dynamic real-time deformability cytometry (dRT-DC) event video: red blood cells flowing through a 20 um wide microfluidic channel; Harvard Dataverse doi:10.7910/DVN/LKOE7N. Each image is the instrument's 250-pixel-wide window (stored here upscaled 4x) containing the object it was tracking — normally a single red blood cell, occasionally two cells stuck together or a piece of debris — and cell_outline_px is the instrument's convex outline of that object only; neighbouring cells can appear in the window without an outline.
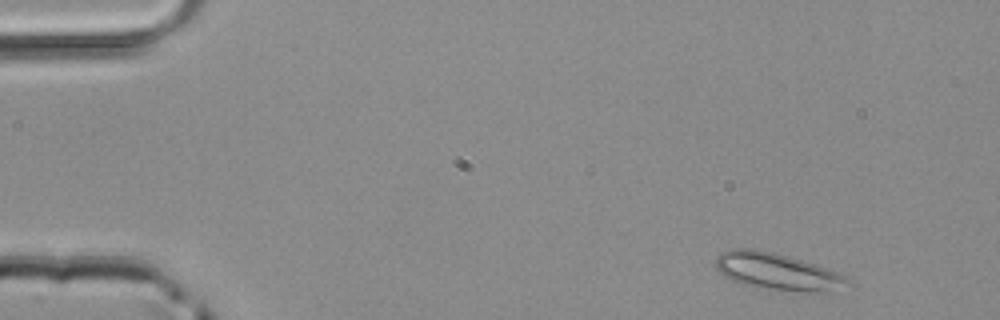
{"species": "common noctule bat (a hibernating species)", "species_latin": "Nyctalus noctula", "temperature_condition": "room temperature", "stored_images_in_passage": 46, "camera_frame_rate_fps": 3000, "um_per_image_px": 0.085, "animal": {"sex": "male", "body_mass_g": 20.4}, "frame": {"image": 1, "passage_image": 2, "time_ms": 0.333, "image_size_px": [1000, 320], "cell_outline_px": [[848, 280], [828, 292], [804, 292], [768, 288], [740, 284], [724, 276], [716, 268], [716, 256], [720, 252], [732, 248], [752, 248], [772, 252], [788, 256], [816, 264], [836, 272], [844, 276]], "centroid_in_image_um": [65.95, 23.05], "position_along_channel_um": 19.0, "area_um2": 27.8}}
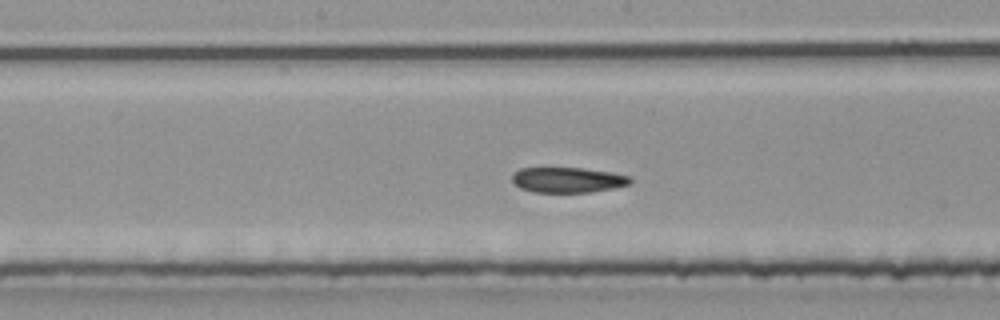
{"frame": {"image": 2, "passage_image": 23, "time_ms": 7.333, "image_size_px": [1000, 320], "cell_outline_px": [[632, 184], [612, 188], [588, 192], [532, 192], [520, 188], [512, 180], [512, 172], [520, 168], [584, 168], [612, 172], [632, 176]], "centroid_in_image_um": [48.28, 15.28], "position_along_channel_um": 199.9, "area_um2": 17.57}}
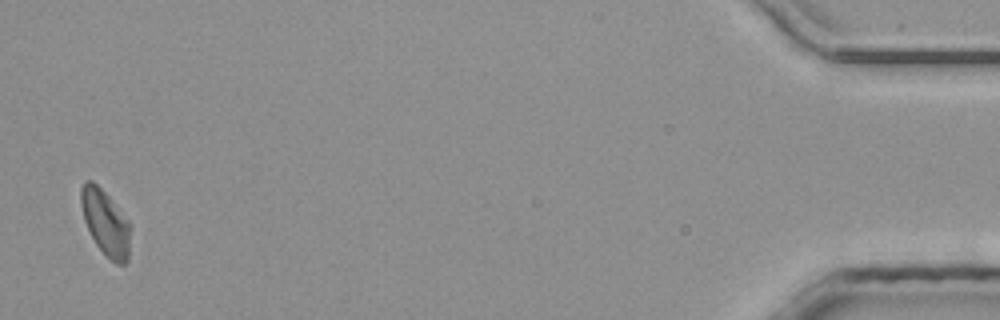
{"frame": {"image": 3, "passage_image": 46, "time_ms": 15.0, "image_size_px": [1000, 320], "cell_outline_px": [[132, 224], [128, 260], [124, 264], [116, 264], [96, 244], [84, 220], [80, 204], [80, 188], [88, 180], [92, 180], [108, 196]], "centroid_in_image_um": [8.99, 18.93], "position_along_channel_um": 426.2, "area_um2": 18.79}}